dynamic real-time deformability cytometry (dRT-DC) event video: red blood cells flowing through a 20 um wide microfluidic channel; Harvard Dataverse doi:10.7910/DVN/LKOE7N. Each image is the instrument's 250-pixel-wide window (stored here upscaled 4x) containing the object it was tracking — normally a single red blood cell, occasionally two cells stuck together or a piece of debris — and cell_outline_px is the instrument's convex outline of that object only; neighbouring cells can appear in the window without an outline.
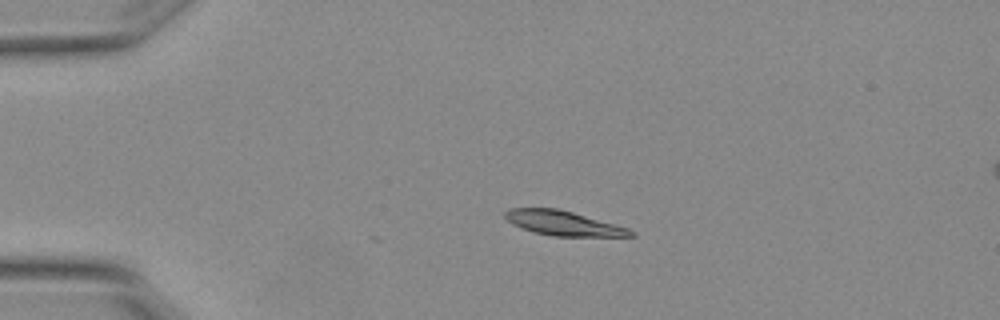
{"species": "Egyptian fruit bat (a non-hibernating species)", "species_latin": "Rousettus aegyptiacus", "temperature_condition": "warm", "stored_images_in_passage": 6, "camera_frame_rate_fps": 3000, "um_per_image_px": 0.085, "animal": {"sex": "female"}, "frame": {"image": 1, "passage_image": 1, "time_ms": 0.0, "image_size_px": [1000, 320], "cell_outline_px": [[636, 236], [552, 236], [532, 232], [512, 224], [504, 216], [504, 212], [512, 208], [556, 208], [572, 212], [628, 228]], "centroid_in_image_um": [47.83, 18.97], "position_along_channel_um": 37.2, "area_um2": 17.74}}
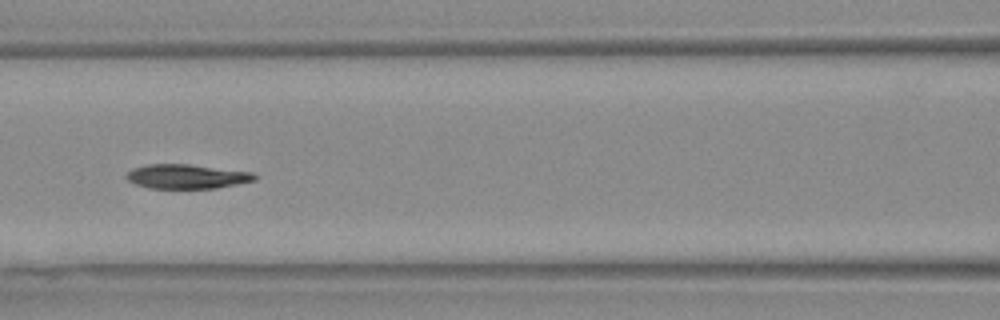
{"frame": {"image": 2, "passage_image": 4, "time_ms": 1.0, "image_size_px": [1000, 320], "cell_outline_px": [[256, 180], [216, 188], [148, 188], [136, 184], [128, 180], [124, 176], [132, 168], [148, 164], [188, 164], [252, 172], [256, 176]], "centroid_in_image_um": [15.84, 15.0], "position_along_channel_um": 150.8, "area_um2": 18.09}}
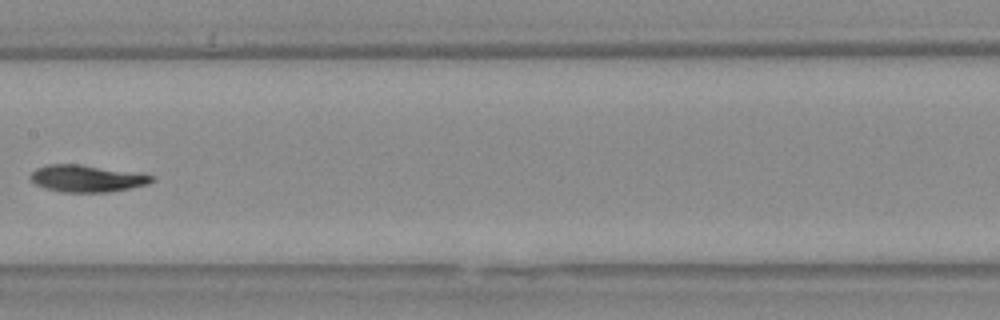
{"frame": {"image": 3, "passage_image": 5, "time_ms": 1.333, "image_size_px": [1000, 320], "cell_outline_px": [[156, 180], [148, 184], [108, 192], [60, 192], [44, 188], [36, 184], [28, 176], [36, 168], [48, 164], [80, 164], [156, 176]], "centroid_in_image_um": [7.35, 15.17], "position_along_channel_um": 200.0, "area_um2": 18.96}}